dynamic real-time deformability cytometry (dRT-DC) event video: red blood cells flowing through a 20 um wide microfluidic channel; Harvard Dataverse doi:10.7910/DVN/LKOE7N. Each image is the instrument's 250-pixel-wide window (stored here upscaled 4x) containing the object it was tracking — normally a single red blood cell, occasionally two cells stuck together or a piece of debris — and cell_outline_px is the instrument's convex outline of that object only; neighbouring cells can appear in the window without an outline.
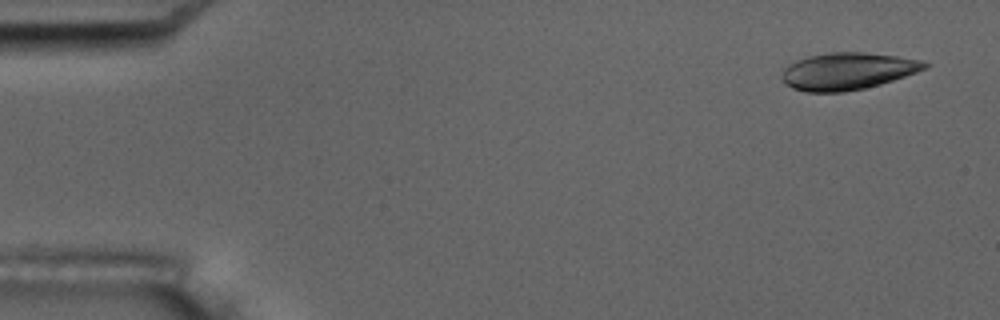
{"species": "common noctule bat (a hibernating species)", "species_latin": "Nyctalus noctula", "temperature_condition": "room temperature", "stored_images_in_passage": 4, "camera_frame_rate_fps": 3000, "um_per_image_px": 0.085, "animal": {"sex": "male", "body_mass_g": 17.5, "forearm_length_mm": 52.3}, "frame": {"image": 1, "passage_image": 1, "time_ms": 0.0, "image_size_px": [1000, 320], "cell_outline_px": [[932, 64], [928, 68], [880, 84], [864, 88], [844, 92], [804, 92], [792, 88], [784, 80], [784, 68], [796, 60], [808, 56], [832, 52], [864, 52], [896, 56], [920, 60]], "centroid_in_image_um": [72.07, 6.05], "position_along_channel_um": 12.9, "area_um2": 30.58}}